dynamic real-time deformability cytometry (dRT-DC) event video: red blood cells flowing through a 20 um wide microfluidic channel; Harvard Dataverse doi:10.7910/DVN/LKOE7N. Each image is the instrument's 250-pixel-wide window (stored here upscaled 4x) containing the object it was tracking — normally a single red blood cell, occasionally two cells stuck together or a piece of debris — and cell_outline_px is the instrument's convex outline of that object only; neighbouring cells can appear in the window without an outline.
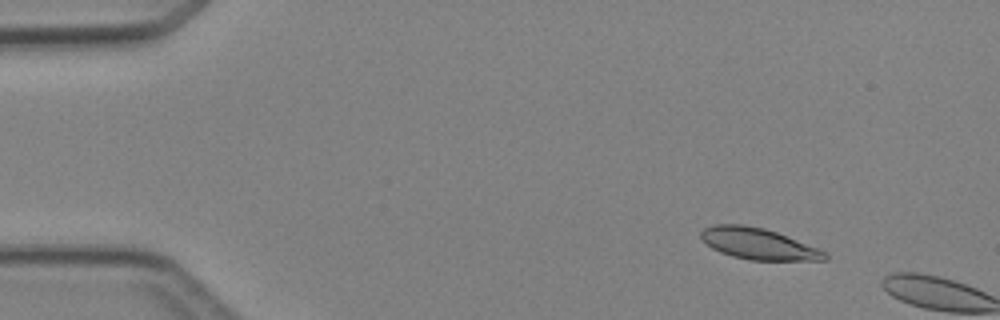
{"species": "Egyptian fruit bat (a non-hibernating species)", "species_latin": "Rousettus aegyptiacus", "temperature_condition": "cold", "stored_images_in_passage": 3, "camera_frame_rate_fps": 3000, "um_per_image_px": 0.085, "animal": {"sex": "female"}, "frame": {"image": 1, "passage_image": 2, "time_ms": 1.0, "image_size_px": [1000, 320], "cell_outline_px": [[828, 260], [748, 260], [732, 256], [720, 252], [712, 248], [700, 236], [700, 232], [704, 228], [712, 224], [744, 224], [764, 228], [776, 232], [828, 252]], "centroid_in_image_um": [64.46, 20.72], "position_along_channel_um": 20.5, "area_um2": 22.54}}